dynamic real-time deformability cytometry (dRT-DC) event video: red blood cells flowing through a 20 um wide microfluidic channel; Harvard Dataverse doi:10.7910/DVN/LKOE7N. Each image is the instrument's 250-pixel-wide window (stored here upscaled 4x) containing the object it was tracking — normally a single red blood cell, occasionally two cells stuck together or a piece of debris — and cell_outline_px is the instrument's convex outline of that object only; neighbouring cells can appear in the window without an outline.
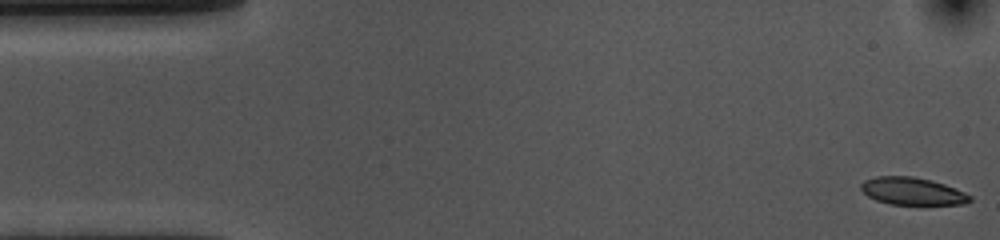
{"species": "common noctule bat (a hibernating species)", "species_latin": "Nyctalus noctula", "temperature_condition": "cold", "stored_images_in_passage": 54, "camera_frame_rate_fps": 3000, "um_per_image_px": 0.085, "animal": {"sex": "female", "body_mass_g": 10.0, "forearm_length_mm": 53.1}, "frame": {"image": 1, "passage_image": 1, "time_ms": 0.0, "image_size_px": [1000, 240], "cell_outline_px": [[972, 200], [964, 204], [892, 204], [876, 200], [868, 196], [860, 188], [860, 184], [864, 180], [876, 176], [912, 176], [932, 180], [944, 184], [964, 192], [972, 196]], "centroid_in_image_um": [77.54, 16.24], "position_along_channel_um": 7.5, "area_um2": 17.34}}
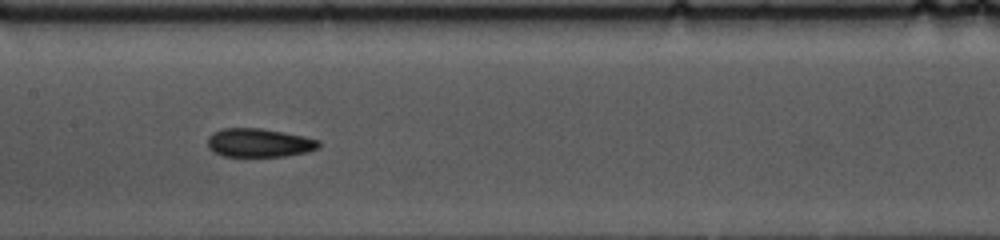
{"frame": {"image": 2, "passage_image": 25, "time_ms": 8.0, "image_size_px": [1000, 240], "cell_outline_px": [[320, 148], [308, 152], [284, 156], [224, 156], [208, 148], [208, 136], [212, 132], [224, 128], [260, 128], [304, 136], [320, 140]], "centroid_in_image_um": [22.05, 12.13], "position_along_channel_um": 185.4, "area_um2": 18.55}}
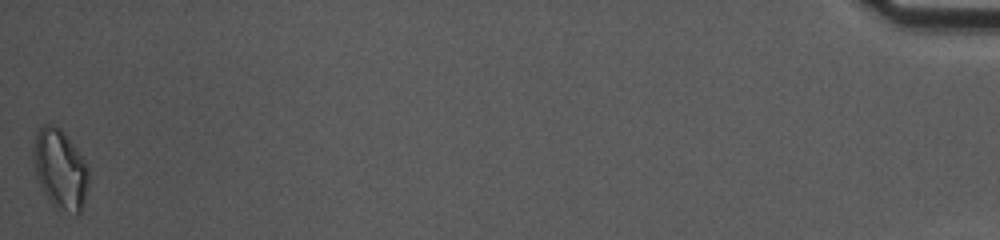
{"frame": {"image": 3, "passage_image": 54, "time_ms": 17.667, "image_size_px": [1000, 240], "cell_outline_px": [[88, 184], [84, 200], [80, 212], [76, 216], [56, 208], [48, 200], [36, 176], [32, 160], [32, 148], [36, 132], [44, 124], [52, 124], [60, 128], [68, 136], [88, 164]], "centroid_in_image_um": [5.1, 14.37], "position_along_channel_um": 430.1, "area_um2": 26.07}, "authors_computed_cell_mechanics": {"area_um2": 18.5827, "velocity_mm_per_s": 3.6064, "shape_relaxation_time_tau1_ms": 3.7797, "shape_relaxation_time_tau2_ms": 1.6712, "deformation_change_tau1": 0.1161, "deformation_change_tau2": 0.0726}}